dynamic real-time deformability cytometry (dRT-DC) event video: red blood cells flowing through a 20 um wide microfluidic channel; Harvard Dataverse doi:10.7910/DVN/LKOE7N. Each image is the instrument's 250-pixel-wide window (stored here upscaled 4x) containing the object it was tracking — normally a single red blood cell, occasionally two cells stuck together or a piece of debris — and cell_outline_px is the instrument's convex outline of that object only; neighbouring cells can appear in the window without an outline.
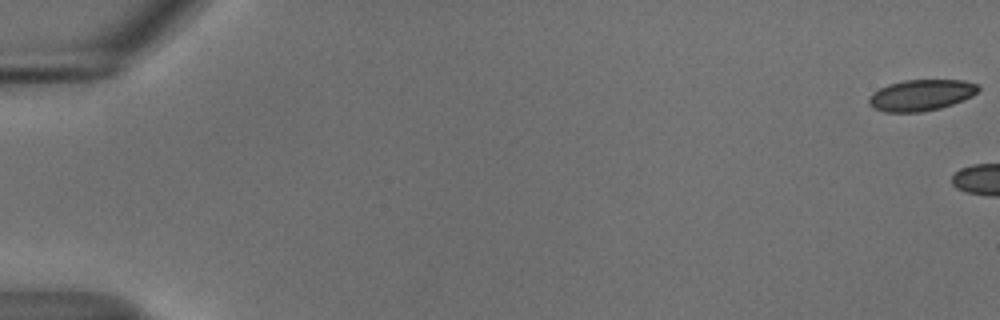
{"species": "common noctule bat (a hibernating species)", "species_latin": "Nyctalus noctula", "temperature_condition": "cold", "stored_images_in_passage": 5, "camera_frame_rate_fps": 3000, "um_per_image_px": 0.085, "animal": {"sex": "male", "body_mass_g": 18.8}, "frame": {"image": 1, "passage_image": 1, "time_ms": 0.0, "image_size_px": [1000, 320], "cell_outline_px": [[980, 88], [972, 96], [952, 104], [940, 108], [920, 112], [884, 112], [872, 108], [868, 104], [868, 96], [872, 92], [888, 84], [904, 80], [964, 80], [980, 84]], "centroid_in_image_um": [78.26, 8.08], "position_along_channel_um": 6.7, "area_um2": 20.06}}